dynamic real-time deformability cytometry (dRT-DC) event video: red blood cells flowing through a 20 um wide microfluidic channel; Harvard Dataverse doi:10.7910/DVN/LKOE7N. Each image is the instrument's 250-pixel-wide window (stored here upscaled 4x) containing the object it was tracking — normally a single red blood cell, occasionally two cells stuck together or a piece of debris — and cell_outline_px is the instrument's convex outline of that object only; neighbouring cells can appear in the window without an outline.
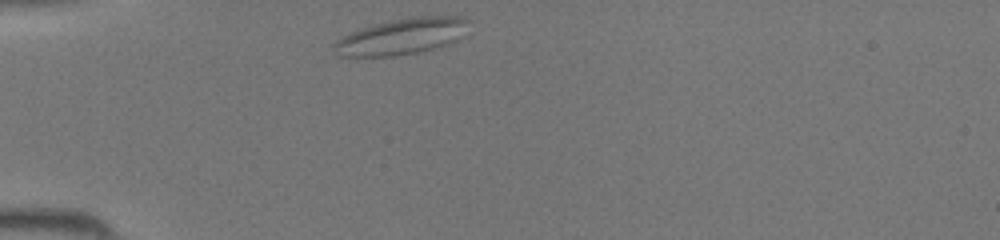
{"species": "common noctule bat (a hibernating species)", "species_latin": "Nyctalus noctula", "temperature_condition": "room temperature", "stored_images_in_passage": 34, "camera_frame_rate_fps": 3000, "um_per_image_px": 0.085, "animal": {"sex": "female", "body_mass_g": 19.5, "forearm_length_mm": 54.1}, "frame": {"image": 1, "passage_image": 1, "time_ms": 0.0, "image_size_px": [1000, 240], "cell_outline_px": [[468, 20], [460, 36], [456, 40], [420, 52], [392, 56], [336, 56], [332, 48], [332, 44], [340, 36], [360, 28], [376, 24], [396, 20], [420, 16], [456, 16]], "centroid_in_image_um": [34.02, 3.12], "position_along_channel_um": 51.0, "area_um2": 27.8}}
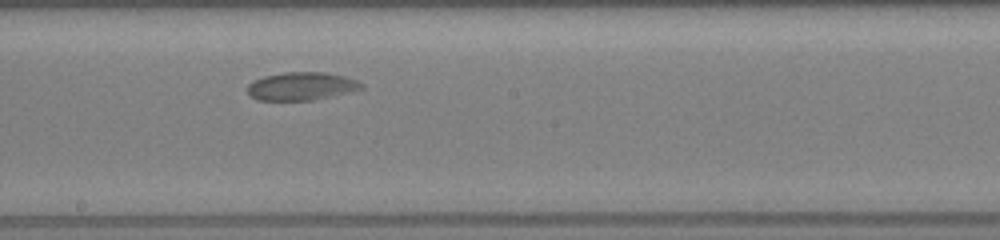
{"frame": {"image": 2, "passage_image": 14, "time_ms": 4.333, "image_size_px": [1000, 240], "cell_outline_px": [[364, 88], [348, 92], [312, 100], [256, 100], [248, 96], [248, 84], [252, 80], [264, 76], [284, 72], [324, 72], [344, 76], [356, 80], [364, 84]], "centroid_in_image_um": [25.58, 7.32], "position_along_channel_um": 222.6, "area_um2": 18.67}}
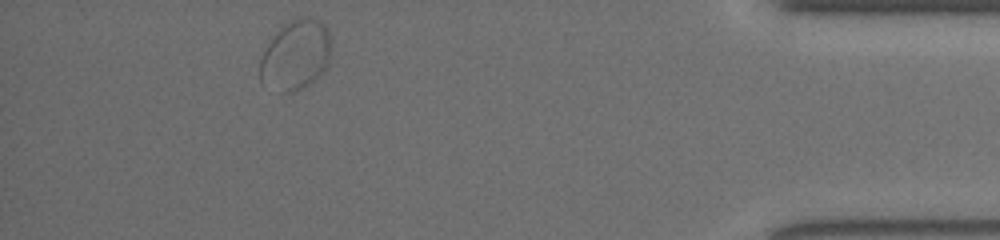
{"frame": {"image": 3, "passage_image": 30, "time_ms": 9.667, "image_size_px": [1000, 240], "cell_outline_px": [[332, 48], [328, 64], [316, 80], [304, 88], [296, 92], [280, 92], [260, 80], [260, 60], [268, 44], [276, 32], [284, 24], [300, 16], [316, 16], [328, 28], [332, 40]], "centroid_in_image_um": [25.2, 4.65], "position_along_channel_um": 410.0, "area_um2": 29.54}}